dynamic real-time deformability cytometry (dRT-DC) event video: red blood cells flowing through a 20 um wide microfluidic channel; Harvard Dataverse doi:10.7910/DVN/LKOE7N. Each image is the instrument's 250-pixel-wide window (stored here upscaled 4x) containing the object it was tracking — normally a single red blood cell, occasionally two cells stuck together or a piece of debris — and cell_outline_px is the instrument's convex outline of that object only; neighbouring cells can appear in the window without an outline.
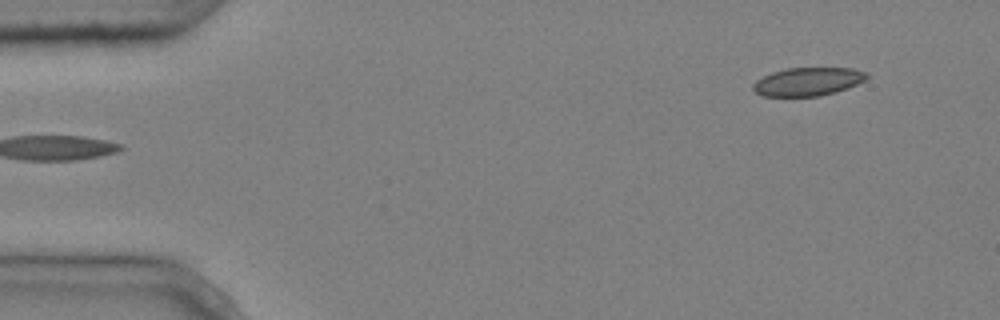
{"species": "common noctule bat (a hibernating species)", "species_latin": "Nyctalus noctula", "temperature_condition": "cold", "stored_images_in_passage": 5, "segment_of_instrument_passage": [2, 2], "camera_frame_rate_fps": 3000, "um_per_image_px": 0.085, "animal": {"sex": "male", "body_mass_g": 20.4}, "frame": {"image": 1, "passage_image": 5, "time_ms": 1.333, "image_size_px": [1000, 320], "cell_outline_px": [[868, 76], [864, 80], [848, 88], [836, 92], [820, 96], [760, 96], [752, 88], [752, 84], [756, 80], [772, 72], [784, 68], [852, 68], [868, 72]], "centroid_in_image_um": [68.66, 6.94], "position_along_channel_um": 16.3, "area_um2": 18.84}}